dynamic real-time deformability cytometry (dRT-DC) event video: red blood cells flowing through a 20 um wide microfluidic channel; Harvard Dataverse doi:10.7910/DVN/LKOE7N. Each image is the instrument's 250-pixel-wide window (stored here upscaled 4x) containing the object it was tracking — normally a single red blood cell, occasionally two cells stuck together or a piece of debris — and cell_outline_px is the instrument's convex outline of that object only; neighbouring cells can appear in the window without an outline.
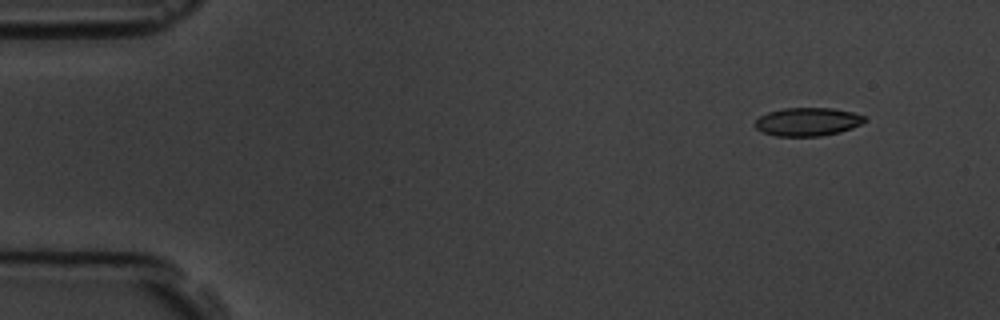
{"species": "common noctule bat (a hibernating species)", "species_latin": "Nyctalus noctula", "temperature_condition": "room temperature", "stored_images_in_passage": 4, "camera_frame_rate_fps": 3000, "um_per_image_px": 0.085, "animal": {"sex": "male", "body_mass_g": 19.5, "forearm_length_mm": 54.6}, "frame": {"image": 1, "passage_image": 1, "time_ms": 0.0, "image_size_px": [1000, 320], "cell_outline_px": [[864, 120], [860, 124], [852, 128], [840, 132], [820, 136], [776, 136], [764, 132], [756, 128], [756, 120], [760, 116], [768, 112], [784, 108], [832, 108], [852, 112], [864, 116]], "centroid_in_image_um": [68.64, 10.35], "position_along_channel_um": 16.4, "area_um2": 17.86}}
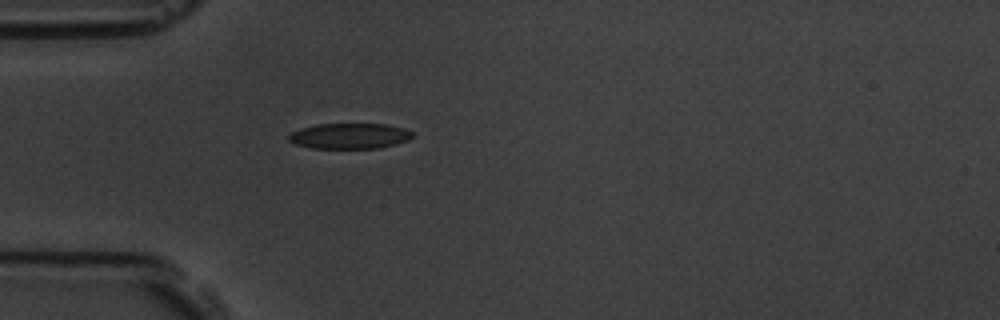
{"frame": {"image": 2, "passage_image": 4, "time_ms": 3.667, "image_size_px": [1000, 320], "cell_outline_px": [[412, 136], [408, 140], [396, 144], [380, 148], [312, 148], [296, 144], [288, 140], [288, 136], [292, 132], [300, 128], [316, 124], [384, 124], [404, 128], [412, 132]], "centroid_in_image_um": [29.7, 11.56], "position_along_channel_um": 55.3, "area_um2": 18.38}}